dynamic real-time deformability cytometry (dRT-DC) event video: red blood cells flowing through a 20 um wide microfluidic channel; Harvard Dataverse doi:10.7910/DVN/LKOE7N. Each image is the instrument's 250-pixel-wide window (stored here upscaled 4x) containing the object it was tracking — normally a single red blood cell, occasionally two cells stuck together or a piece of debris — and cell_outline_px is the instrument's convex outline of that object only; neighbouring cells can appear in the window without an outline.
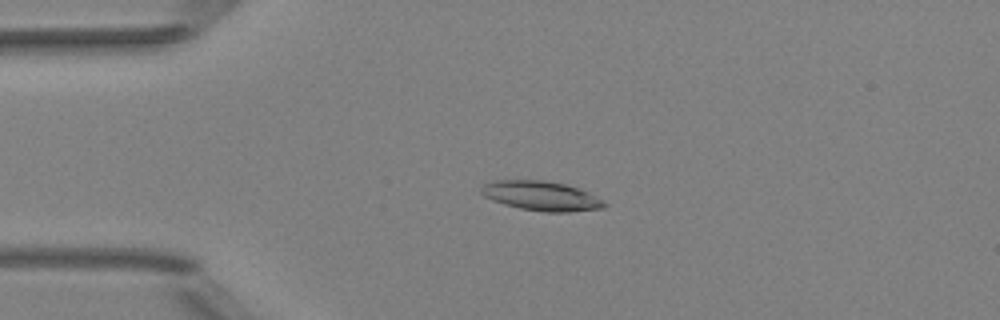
{"species": "Egyptian fruit bat (a non-hibernating species)", "species_latin": "Rousettus aegyptiacus", "temperature_condition": "room temperature", "stored_images_in_passage": 52, "camera_frame_rate_fps": 3000, "um_per_image_px": 0.085, "animal": {"sex": "female"}, "frame": {"image": 1, "passage_image": 13, "time_ms": 4.0, "image_size_px": [1000, 320], "cell_outline_px": [[608, 204], [604, 208], [568, 212], [544, 212], [520, 208], [504, 204], [492, 200], [484, 196], [480, 192], [480, 188], [484, 184], [492, 180], [544, 180], [564, 184], [580, 188], [604, 200]], "centroid_in_image_um": [46.02, 16.65], "position_along_channel_um": 39.0, "area_um2": 21.33}}
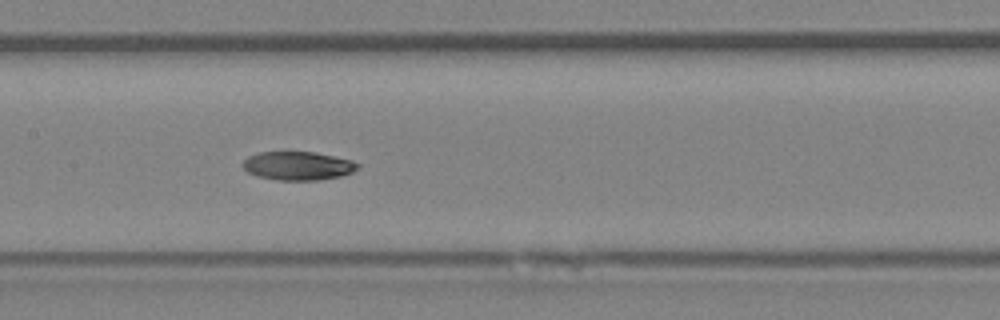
{"frame": {"image": 2, "passage_image": 26, "time_ms": 8.333, "image_size_px": [1000, 320], "cell_outline_px": [[360, 168], [352, 172], [340, 176], [320, 180], [276, 180], [256, 176], [248, 172], [240, 164], [248, 156], [260, 152], [316, 152], [352, 160], [360, 164]], "centroid_in_image_um": [25.33, 14.09], "position_along_channel_um": 182.1, "area_um2": 19.31}}
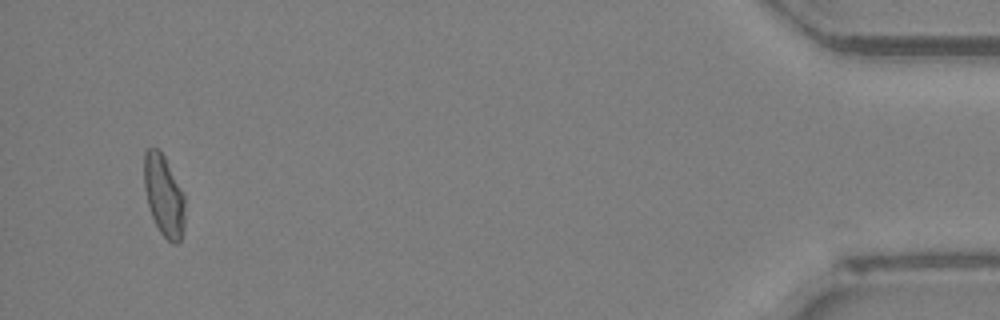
{"frame": {"image": 3, "passage_image": 50, "time_ms": 16.333, "image_size_px": [1000, 320], "cell_outline_px": [[184, 224], [180, 240], [176, 244], [172, 244], [160, 232], [152, 216], [148, 204], [144, 188], [144, 152], [148, 148], [156, 148], [164, 156], [184, 196]], "centroid_in_image_um": [13.91, 16.64], "position_along_channel_um": 421.3, "area_um2": 18.96}}